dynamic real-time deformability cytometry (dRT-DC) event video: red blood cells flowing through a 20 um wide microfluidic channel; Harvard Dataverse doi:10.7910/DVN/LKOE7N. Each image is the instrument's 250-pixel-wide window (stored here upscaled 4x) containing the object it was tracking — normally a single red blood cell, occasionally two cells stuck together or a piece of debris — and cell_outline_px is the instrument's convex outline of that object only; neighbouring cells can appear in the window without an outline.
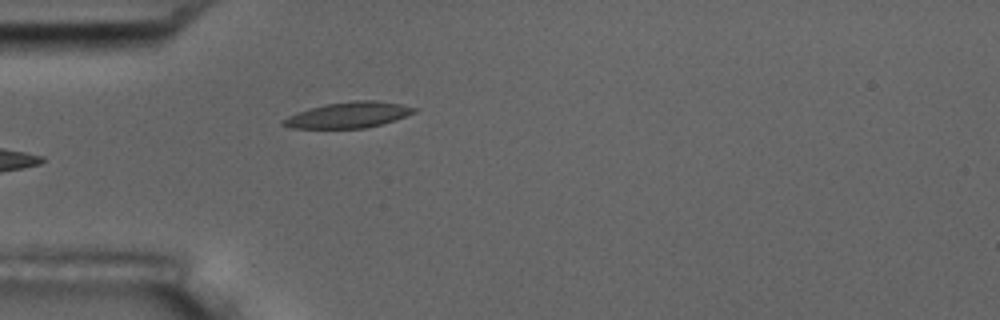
{"species": "common noctule bat (a hibernating species)", "species_latin": "Nyctalus noctula", "temperature_condition": "room temperature", "stored_images_in_passage": 6, "camera_frame_rate_fps": 3000, "um_per_image_px": 0.085, "animal": {"sex": "male", "body_mass_g": 17.5, "forearm_length_mm": 52.3}, "frame": {"image": 1, "passage_image": 6, "time_ms": 5.667, "image_size_px": [1000, 320], "cell_outline_px": [[420, 108], [416, 112], [380, 124], [364, 128], [292, 128], [280, 124], [280, 120], [296, 112], [324, 104], [352, 100], [376, 100], [400, 104]], "centroid_in_image_um": [29.58, 9.76], "position_along_channel_um": 55.4, "area_um2": 19.71}}